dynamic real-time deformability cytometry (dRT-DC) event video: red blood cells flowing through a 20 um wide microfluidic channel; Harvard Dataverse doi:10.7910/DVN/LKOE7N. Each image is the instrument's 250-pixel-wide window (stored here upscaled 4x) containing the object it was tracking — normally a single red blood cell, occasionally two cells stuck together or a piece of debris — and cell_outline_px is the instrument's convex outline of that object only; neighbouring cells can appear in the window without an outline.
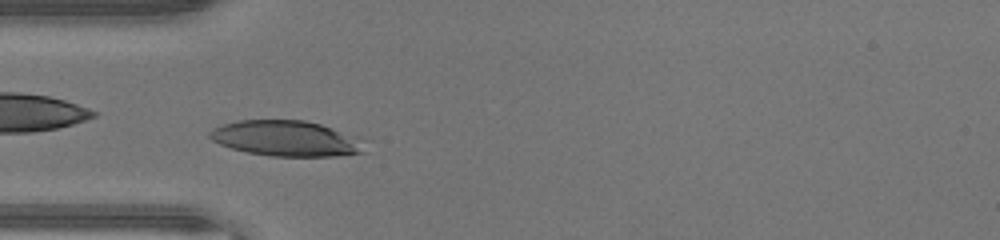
{"species": "human", "species_latin": "Homo sapiens", "temperature_condition": "warm", "stored_images_in_passage": 37, "camera_frame_rate_fps": 3000, "um_per_image_px": 0.085, "donor": {"sex": "male"}, "frame": {"image": 1, "passage_image": 7, "time_ms": 2.0, "image_size_px": [1000, 240], "cell_outline_px": [[368, 152], [336, 156], [272, 156], [248, 152], [232, 148], [220, 144], [212, 140], [208, 136], [208, 132], [212, 128], [220, 124], [240, 120], [304, 120], [320, 124], [364, 136], [368, 140]], "centroid_in_image_um": [24.48, 11.76], "position_along_channel_um": 60.5, "area_um2": 33.06}}
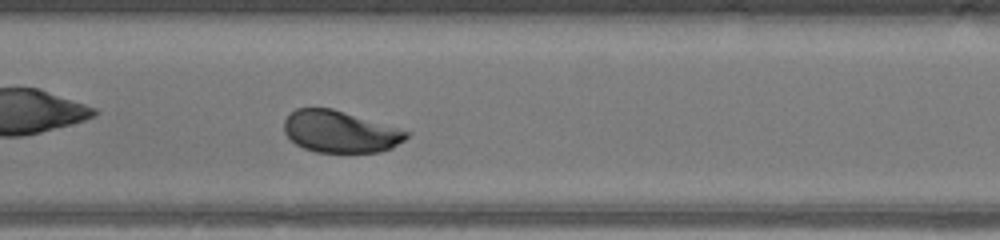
{"frame": {"image": 2, "passage_image": 15, "time_ms": 4.667, "image_size_px": [1000, 240], "cell_outline_px": [[412, 132], [404, 140], [392, 148], [380, 152], [316, 152], [304, 148], [296, 144], [284, 132], [284, 120], [296, 108], [332, 108]], "centroid_in_image_um": [28.92, 11.19], "position_along_channel_um": 178.5, "area_um2": 29.71}}
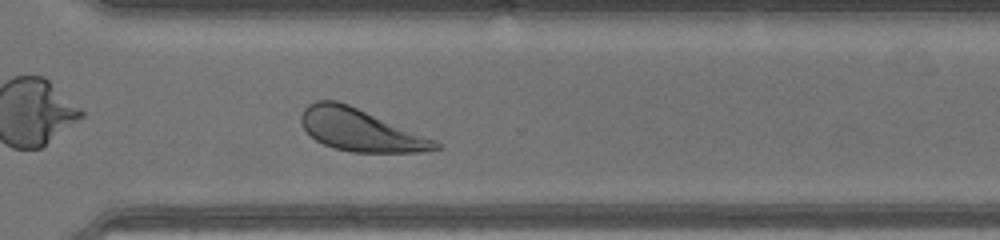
{"frame": {"image": 3, "passage_image": 26, "time_ms": 8.333, "image_size_px": [1000, 240], "cell_outline_px": [[444, 148], [428, 152], [352, 152], [336, 148], [324, 144], [316, 140], [304, 128], [300, 120], [300, 116], [304, 108], [308, 104], [316, 100], [336, 100], [348, 104], [436, 140]], "centroid_in_image_um": [30.65, 11.05], "position_along_channel_um": 339.9, "area_um2": 32.83}, "authors_computed_cell_mechanics": {"area_um2": 32.3102, "velocity_mm_per_s": 4.4195, "shape_relaxation_time_tau1_ms": 1.2594, "shape_relaxation_time_tau2_ms": null, "deformation_change_tau1": 0.1349, "deformation_change_tau2": null}}